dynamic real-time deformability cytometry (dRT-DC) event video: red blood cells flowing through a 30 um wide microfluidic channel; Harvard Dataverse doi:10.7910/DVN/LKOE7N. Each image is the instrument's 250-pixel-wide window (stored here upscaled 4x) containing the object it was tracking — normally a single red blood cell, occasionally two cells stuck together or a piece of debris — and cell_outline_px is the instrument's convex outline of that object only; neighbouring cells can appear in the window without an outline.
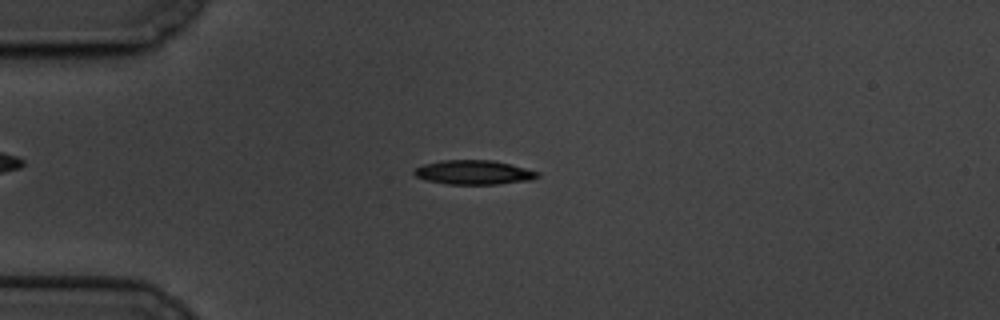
{"species": "common noctule bat (a hibernating species)", "species_latin": "Nyctalus noctula", "temperature_condition": "cold", "stored_images_in_passage": 60, "camera_frame_rate_fps": 3000, "um_per_image_px": 0.085, "animal": {"sex": "male", "body_mass_g": 19.5, "forearm_length_mm": 54.6}, "frame": {"image": 1, "passage_image": 15, "time_ms": 4.667, "image_size_px": [1000, 320], "cell_outline_px": [[540, 176], [532, 180], [496, 184], [448, 184], [428, 180], [416, 176], [412, 172], [416, 168], [424, 164], [440, 160], [492, 160], [540, 172]], "centroid_in_image_um": [40.28, 14.65], "position_along_channel_um": 44.7, "area_um2": 17.28}}
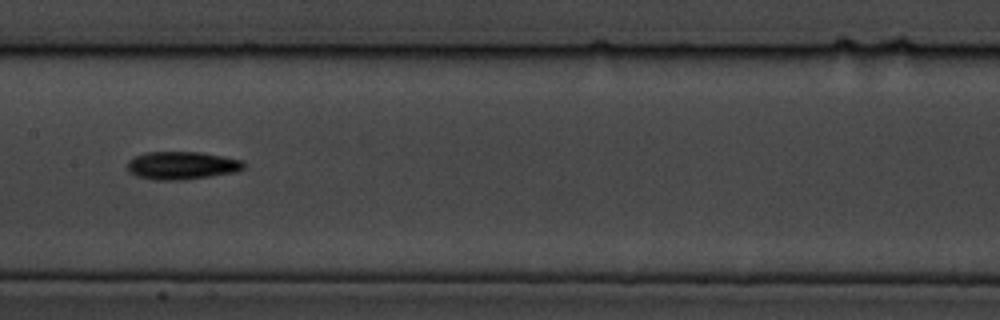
{"frame": {"image": 2, "passage_image": 30, "time_ms": 9.667, "image_size_px": [1000, 320], "cell_outline_px": [[244, 168], [236, 172], [212, 176], [180, 180], [156, 180], [136, 176], [128, 172], [128, 160], [144, 152], [200, 152], [240, 160], [244, 164]], "centroid_in_image_um": [15.42, 14.07], "position_along_channel_um": 192.0, "area_um2": 18.84}}
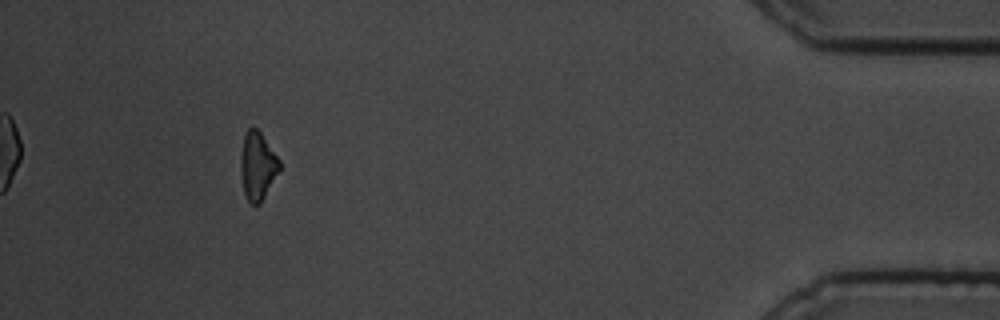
{"frame": {"image": 3, "passage_image": 55, "time_ms": 18.0, "image_size_px": [1000, 320], "cell_outline_px": [[280, 168], [260, 204], [252, 204], [248, 200], [244, 192], [240, 172], [240, 160], [244, 132], [252, 124], [260, 132], [280, 160]], "centroid_in_image_um": [21.87, 14.06], "position_along_channel_um": 413.3, "area_um2": 15.32}, "authors_computed_cell_mechanics": {"area_um2": 16.8487, "velocity_mm_per_s": 3.3632, "shape_relaxation_time_tau1_ms": 3.6896, "shape_relaxation_time_tau2_ms": null, "deformation_change_tau1": 0.1043, "deformation_change_tau2": null}}